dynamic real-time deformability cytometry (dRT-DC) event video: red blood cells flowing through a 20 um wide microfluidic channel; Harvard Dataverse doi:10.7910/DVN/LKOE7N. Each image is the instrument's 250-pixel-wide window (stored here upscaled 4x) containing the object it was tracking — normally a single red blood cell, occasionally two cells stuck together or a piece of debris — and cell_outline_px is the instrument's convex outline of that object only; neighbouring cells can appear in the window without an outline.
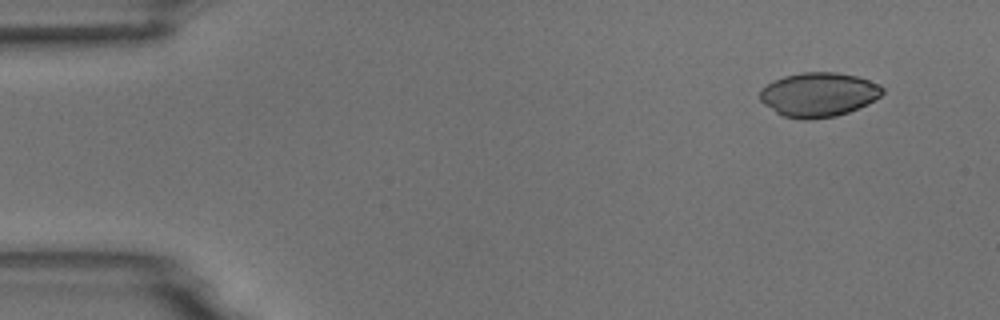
{"species": "common noctule bat (a hibernating species)", "species_latin": "Nyctalus noctula", "temperature_condition": "room temperature", "stored_images_in_passage": 4, "camera_frame_rate_fps": 3000, "um_per_image_px": 0.085, "animal": {"sex": "male", "body_mass_g": 18.8}, "frame": {"image": 1, "passage_image": 1, "time_ms": 0.0, "image_size_px": [1000, 320], "cell_outline_px": [[884, 92], [880, 96], [868, 104], [848, 112], [836, 116], [808, 120], [804, 120], [784, 116], [776, 112], [764, 104], [760, 100], [760, 88], [772, 80], [784, 76], [800, 72], [836, 72], [856, 76], [880, 84], [884, 88]], "centroid_in_image_um": [69.57, 8.03], "position_along_channel_um": 15.4, "area_um2": 31.79}}